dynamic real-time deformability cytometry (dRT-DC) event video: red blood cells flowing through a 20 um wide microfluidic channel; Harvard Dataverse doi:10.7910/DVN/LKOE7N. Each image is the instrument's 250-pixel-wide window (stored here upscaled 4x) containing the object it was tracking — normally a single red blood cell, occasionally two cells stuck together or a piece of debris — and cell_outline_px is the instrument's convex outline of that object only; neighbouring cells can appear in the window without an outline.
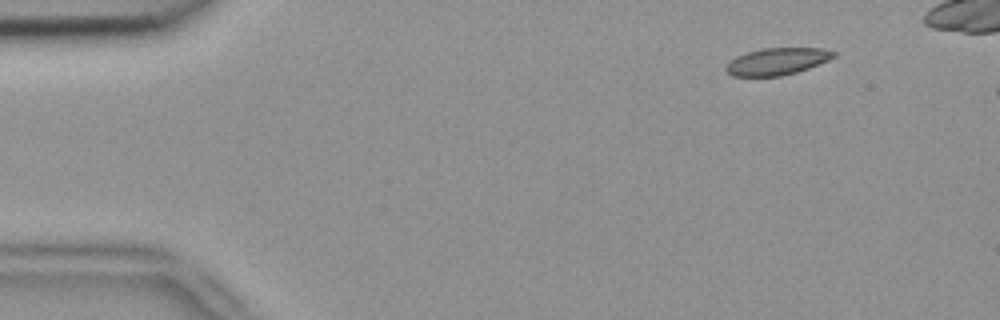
{"species": "common noctule bat (a hibernating species)", "species_latin": "Nyctalus noctula", "temperature_condition": "room temperature", "stored_images_in_passage": 3, "camera_frame_rate_fps": 3000, "um_per_image_px": 0.085, "animal": {"sex": "female", "body_mass_g": 18.4}, "frame": {"image": 1, "passage_image": 3, "time_ms": 0.667, "image_size_px": [1000, 320], "cell_outline_px": [[836, 56], [828, 60], [808, 68], [796, 72], [780, 76], [732, 76], [724, 68], [736, 56], [748, 52], [764, 48], [824, 48], [836, 52]], "centroid_in_image_um": [66.07, 5.21], "position_along_channel_um": 18.9, "area_um2": 16.76}}